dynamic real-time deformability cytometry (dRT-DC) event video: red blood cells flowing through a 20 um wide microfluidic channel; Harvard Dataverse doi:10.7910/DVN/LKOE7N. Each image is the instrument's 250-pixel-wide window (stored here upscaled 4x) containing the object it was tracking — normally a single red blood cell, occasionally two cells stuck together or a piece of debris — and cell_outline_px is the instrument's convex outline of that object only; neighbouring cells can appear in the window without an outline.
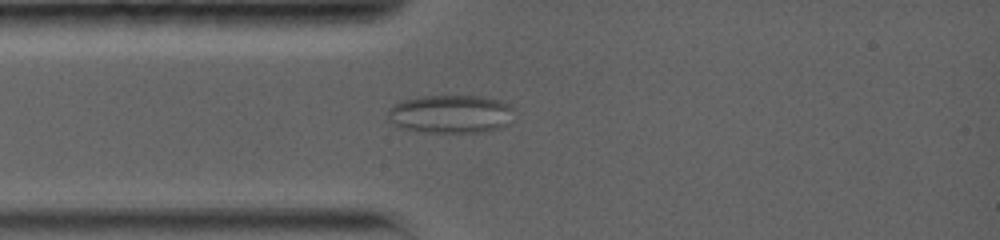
{"species": "common noctule bat (a hibernating species)", "species_latin": "Nyctalus noctula", "temperature_condition": "warm", "stored_images_in_passage": 77, "camera_frame_rate_fps": 5000, "um_per_image_px": 0.085, "animal": {"sex": "female", "body_mass_g": 19.0, "forearm_length_mm": 56.7}, "frame": {"image": 1, "passage_image": 21, "time_ms": 3.2, "image_size_px": [1000, 240], "cell_outline_px": [[512, 124], [500, 128], [480, 132], [424, 132], [396, 128], [388, 120], [388, 108], [392, 104], [400, 100], [424, 96], [480, 96], [500, 100], [508, 104], [512, 108]], "centroid_in_image_um": [38.27, 9.7], "position_along_channel_um": 46.7, "area_um2": 28.67}}
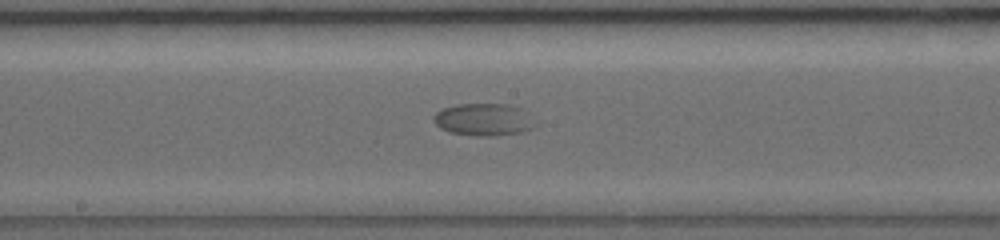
{"frame": {"image": 2, "passage_image": 55, "time_ms": 7.8, "image_size_px": [1000, 240], "cell_outline_px": [[540, 124], [532, 128], [520, 132], [496, 136], [472, 136], [448, 132], [440, 128], [432, 120], [432, 116], [436, 112], [444, 108], [456, 104], [508, 104], [524, 108], [532, 112]], "centroid_in_image_um": [41.21, 10.16], "position_along_channel_um": 207.0, "area_um2": 19.94}}
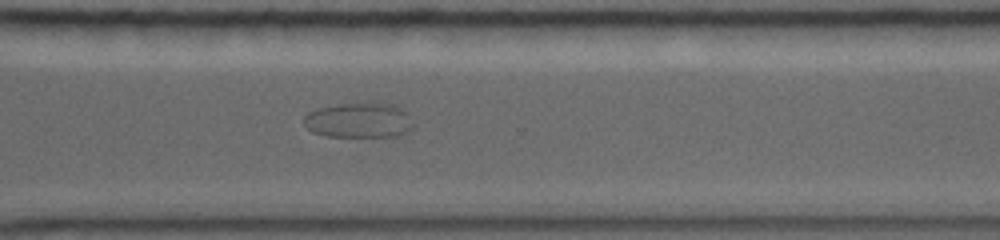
{"frame": {"image": 3, "passage_image": 76, "time_ms": 11.6, "image_size_px": [1000, 240], "cell_outline_px": [[412, 128], [408, 132], [396, 136], [328, 136], [312, 132], [304, 124], [304, 116], [308, 112], [320, 108], [340, 104], [392, 104], [400, 108], [404, 112], [412, 124]], "centroid_in_image_um": [30.47, 10.24], "position_along_channel_um": 340.1, "area_um2": 21.73}}